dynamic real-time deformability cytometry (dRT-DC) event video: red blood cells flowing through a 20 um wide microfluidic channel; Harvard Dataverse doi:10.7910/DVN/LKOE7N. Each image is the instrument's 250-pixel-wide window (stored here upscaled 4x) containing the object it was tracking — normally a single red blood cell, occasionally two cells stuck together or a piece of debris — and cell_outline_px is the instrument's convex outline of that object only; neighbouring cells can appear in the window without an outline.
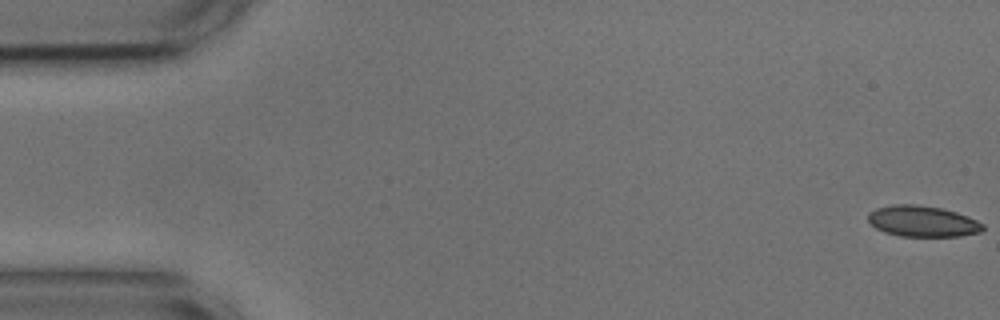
{"species": "common noctule bat (a hibernating species)", "species_latin": "Nyctalus noctula", "temperature_condition": "cold", "stored_images_in_passage": 55, "camera_frame_rate_fps": 3000, "um_per_image_px": 0.085, "animal": {"sex": "male", "body_mass_g": 17.9, "forearm_length_mm": 54.2}, "frame": {"image": 1, "passage_image": 1, "time_ms": 0.0, "image_size_px": [1000, 320], "cell_outline_px": [[984, 228], [980, 232], [960, 236], [900, 236], [884, 232], [876, 228], [868, 220], [868, 212], [876, 208], [892, 204], [916, 204], [944, 208], [968, 216], [984, 224]], "centroid_in_image_um": [78.41, 18.8], "position_along_channel_um": 6.6, "area_um2": 20.87}}
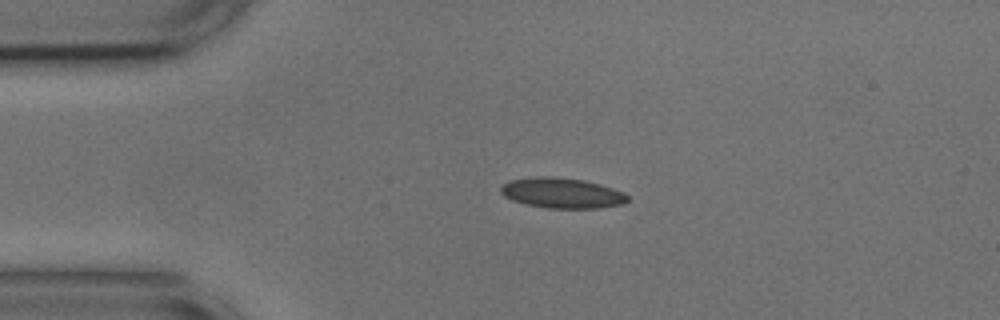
{"frame": {"image": 2, "passage_image": 12, "time_ms": 3.667, "image_size_px": [1000, 320], "cell_outline_px": [[628, 200], [624, 204], [596, 208], [548, 208], [528, 204], [512, 200], [504, 196], [500, 192], [500, 188], [508, 180], [536, 176], [552, 176], [584, 180], [600, 184], [624, 192], [628, 196]], "centroid_in_image_um": [47.76, 16.39], "position_along_channel_um": 37.2, "area_um2": 22.43}}
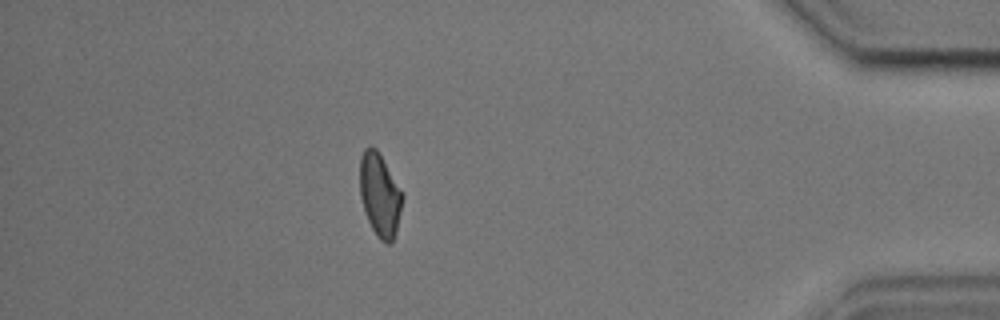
{"frame": {"image": 3, "passage_image": 48, "time_ms": 15.667, "image_size_px": [1000, 320], "cell_outline_px": [[404, 196], [396, 232], [392, 240], [388, 244], [380, 240], [376, 236], [368, 220], [360, 196], [360, 156], [364, 148], [368, 144], [372, 144], [380, 152]], "centroid_in_image_um": [32.28, 16.51], "position_along_channel_um": 402.9, "area_um2": 20.75}, "authors_computed_cell_mechanics": {"area_um2": 21.3282, "velocity_mm_per_s": 3.6575, "shape_relaxation_time_tau1_ms": 6.0305, "shape_relaxation_time_tau2_ms": 2.5962, "deformation_change_tau1": 0.128, "deformation_change_tau2": 0.0773}}